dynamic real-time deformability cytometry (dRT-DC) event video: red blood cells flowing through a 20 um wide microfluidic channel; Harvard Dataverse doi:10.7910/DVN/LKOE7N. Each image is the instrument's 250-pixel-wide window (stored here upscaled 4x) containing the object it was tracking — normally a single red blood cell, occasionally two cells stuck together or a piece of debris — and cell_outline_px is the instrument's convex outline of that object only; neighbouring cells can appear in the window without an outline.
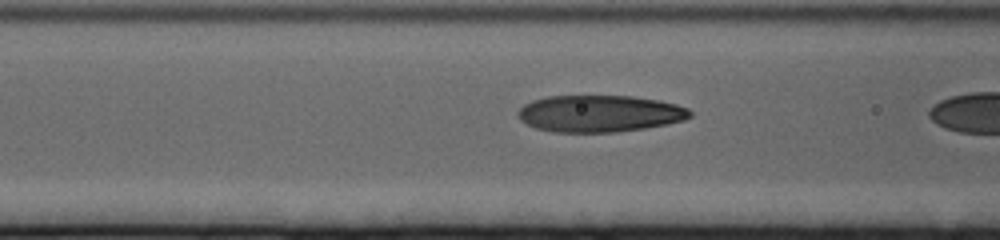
{"species": "human", "species_latin": "Homo sapiens", "temperature_condition": "cold", "stored_images_in_passage": 22, "camera_frame_rate_fps": 3000, "um_per_image_px": 0.085, "donor": {"sex": "female"}, "frame": {"image": 1, "passage_image": 21, "time_ms": 6.667, "image_size_px": [1000, 240], "cell_outline_px": [[692, 116], [684, 120], [668, 124], [644, 128], [616, 132], [552, 132], [536, 128], [520, 120], [516, 116], [516, 112], [524, 104], [532, 100], [548, 96], [632, 96], [660, 100], [676, 104], [688, 108], [692, 112]], "centroid_in_image_um": [50.96, 9.65], "position_along_channel_um": 115.6, "area_um2": 37.17}}